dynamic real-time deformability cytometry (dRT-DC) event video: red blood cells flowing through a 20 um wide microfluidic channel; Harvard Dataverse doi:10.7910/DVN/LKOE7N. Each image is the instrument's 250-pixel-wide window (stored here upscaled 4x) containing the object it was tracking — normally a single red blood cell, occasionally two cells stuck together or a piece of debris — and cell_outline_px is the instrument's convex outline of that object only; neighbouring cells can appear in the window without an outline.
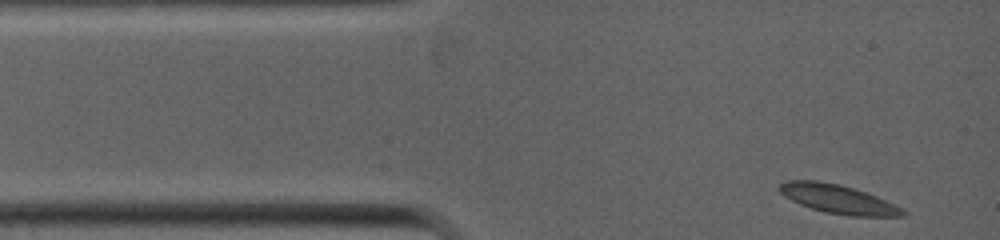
{"species": "common noctule bat (a hibernating species)", "species_latin": "Nyctalus noctula", "temperature_condition": "warm", "stored_images_in_passage": 5, "camera_frame_rate_fps": 5000, "um_per_image_px": 0.085, "animal": {"sex": "female", "body_mass_g": 19.0, "forearm_length_mm": 53.3}, "frame": {"image": 1, "passage_image": 1, "time_ms": 0.0, "image_size_px": [1000, 240], "cell_outline_px": [[908, 212], [904, 216], [848, 216], [824, 212], [800, 204], [784, 196], [780, 192], [780, 184], [784, 180], [816, 180], [840, 184], [876, 196], [896, 204], [904, 208]], "centroid_in_image_um": [71.27, 16.93], "position_along_channel_um": 13.7, "area_um2": 20.75}}
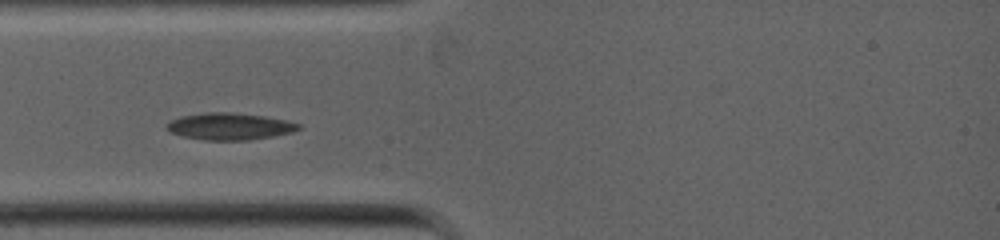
{"frame": {"image": 2, "passage_image": 4, "time_ms": 2.0, "image_size_px": [1000, 240], "cell_outline_px": [[300, 128], [292, 132], [272, 136], [248, 140], [204, 140], [184, 136], [168, 132], [164, 124], [180, 116], [204, 112], [232, 112], [264, 116], [284, 120], [300, 124]], "centroid_in_image_um": [19.46, 10.73], "position_along_channel_um": 65.5, "area_um2": 20.63}}